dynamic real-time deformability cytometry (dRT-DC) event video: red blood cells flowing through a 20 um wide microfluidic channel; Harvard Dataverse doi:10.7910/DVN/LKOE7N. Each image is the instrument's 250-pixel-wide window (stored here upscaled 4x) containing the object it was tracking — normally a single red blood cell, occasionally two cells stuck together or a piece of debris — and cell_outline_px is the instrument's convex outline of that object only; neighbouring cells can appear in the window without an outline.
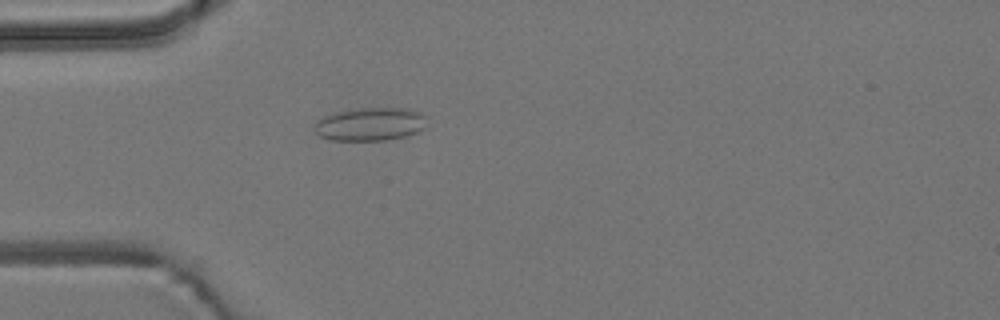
{"species": "common noctule bat (a hibernating species)", "species_latin": "Nyctalus noctula", "temperature_condition": "room temperature", "stored_images_in_passage": 2, "camera_frame_rate_fps": 3000, "um_per_image_px": 0.085, "animal": {"sex": "male", "body_mass_g": 19.2, "forearm_length_mm": 51.8}, "frame": {"image": 1, "passage_image": 2, "time_ms": 0.333, "image_size_px": [1000, 320], "cell_outline_px": [[428, 116], [424, 128], [420, 132], [404, 136], [384, 140], [332, 140], [320, 136], [316, 132], [316, 120], [324, 116], [336, 112], [360, 108], [408, 108], [420, 112]], "centroid_in_image_um": [31.53, 10.54], "position_along_channel_um": 53.5, "area_um2": 21.79}}